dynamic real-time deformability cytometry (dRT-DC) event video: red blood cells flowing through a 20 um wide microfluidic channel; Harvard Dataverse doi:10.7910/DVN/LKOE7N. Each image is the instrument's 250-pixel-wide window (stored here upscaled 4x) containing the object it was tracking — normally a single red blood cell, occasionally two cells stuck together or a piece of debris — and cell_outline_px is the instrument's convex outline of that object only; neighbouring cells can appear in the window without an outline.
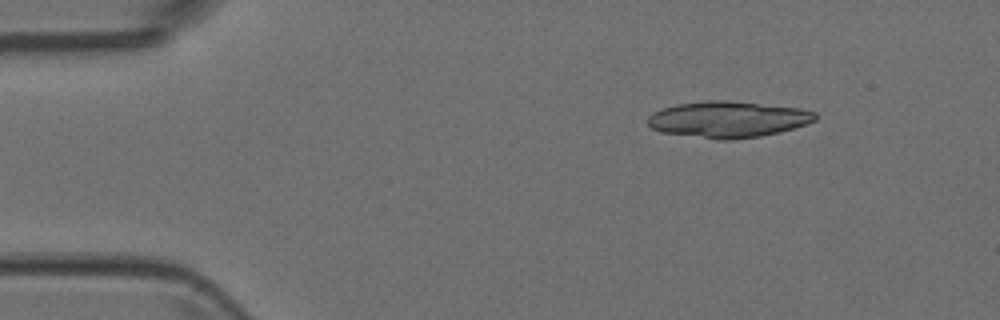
{"species": "Egyptian fruit bat (a non-hibernating species)", "species_latin": "Rousettus aegyptiacus", "temperature_condition": "room temperature", "stored_images_in_passage": 11, "camera_frame_rate_fps": 3000, "um_per_image_px": 0.085, "animal": {"sex": "female"}, "frame": {"image": 1, "passage_image": 1, "time_ms": 0.0, "image_size_px": [1000, 320], "cell_outline_px": [[816, 120], [780, 132], [760, 136], [732, 140], [716, 140], [660, 132], [652, 128], [648, 124], [648, 116], [652, 112], [676, 104], [708, 100], [728, 100], [800, 108], [816, 112]], "centroid_in_image_um": [61.85, 10.15], "position_along_channel_um": 23.2, "area_um2": 35.55}}